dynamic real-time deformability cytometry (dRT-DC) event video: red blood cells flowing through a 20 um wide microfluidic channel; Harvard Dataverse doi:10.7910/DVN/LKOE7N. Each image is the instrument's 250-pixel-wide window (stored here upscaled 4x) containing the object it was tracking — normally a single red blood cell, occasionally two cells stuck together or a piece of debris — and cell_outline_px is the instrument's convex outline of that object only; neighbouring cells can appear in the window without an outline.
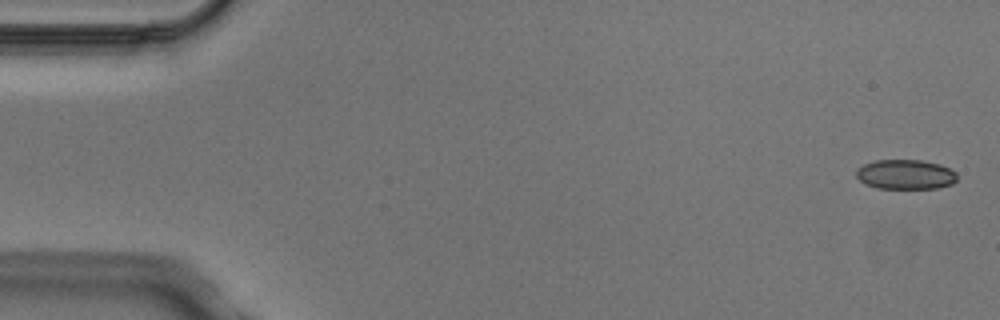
{"species": "Egyptian fruit bat (a non-hibernating species)", "species_latin": "Rousettus aegyptiacus", "temperature_condition": "cold", "stored_images_in_passage": 3, "camera_frame_rate_fps": 3000, "um_per_image_px": 0.085, "animal": {"sex": "male"}, "frame": {"image": 1, "passage_image": 1, "time_ms": 0.0, "image_size_px": [1000, 320], "cell_outline_px": [[956, 180], [952, 184], [936, 188], [880, 188], [864, 184], [856, 176], [856, 168], [864, 164], [876, 160], [920, 160], [940, 164], [956, 172]], "centroid_in_image_um": [76.95, 14.82], "position_along_channel_um": 8.1, "area_um2": 17.4}}
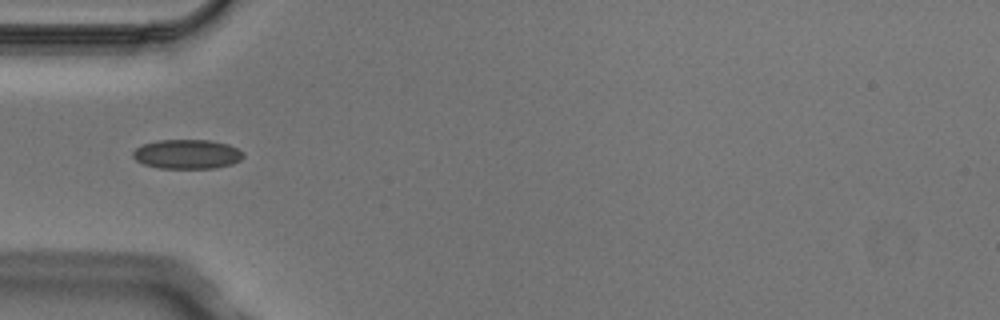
{"frame": {"image": 2, "passage_image": 3, "time_ms": 0.667, "image_size_px": [1000, 320], "cell_outline_px": [[244, 156], [240, 160], [232, 164], [216, 168], [160, 168], [144, 164], [136, 160], [132, 156], [132, 152], [136, 148], [144, 144], [160, 140], [208, 140], [228, 144], [244, 152]], "centroid_in_image_um": [15.92, 13.1], "position_along_channel_um": 69.1, "area_um2": 18.84}}